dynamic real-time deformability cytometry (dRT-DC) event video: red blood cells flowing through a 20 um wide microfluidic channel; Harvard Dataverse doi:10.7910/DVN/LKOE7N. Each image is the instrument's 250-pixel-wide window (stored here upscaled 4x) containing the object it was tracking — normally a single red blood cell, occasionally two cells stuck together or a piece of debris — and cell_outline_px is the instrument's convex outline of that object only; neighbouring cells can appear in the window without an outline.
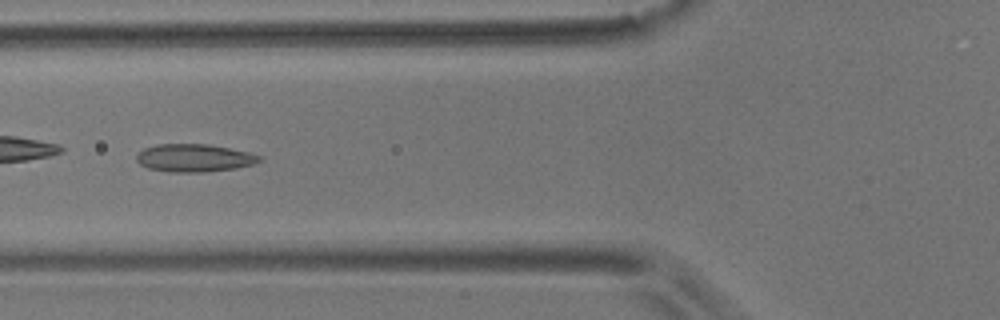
{"species": "common noctule bat (a hibernating species)", "species_latin": "Nyctalus noctula", "temperature_condition": "room temperature", "stored_images_in_passage": 10, "camera_frame_rate_fps": 3000, "um_per_image_px": 0.085, "animal": {"sex": "male", "body_mass_g": 17.9}, "frame": {"image": 1, "passage_image": 6, "time_ms": 1.667, "image_size_px": [1000, 320], "cell_outline_px": [[264, 160], [252, 164], [236, 168], [204, 172], [168, 172], [148, 168], [140, 164], [136, 160], [136, 156], [144, 148], [156, 144], [208, 144], [248, 152], [260, 156]], "centroid_in_image_um": [16.49, 13.43], "position_along_channel_um": 109.3, "area_um2": 19.88}}